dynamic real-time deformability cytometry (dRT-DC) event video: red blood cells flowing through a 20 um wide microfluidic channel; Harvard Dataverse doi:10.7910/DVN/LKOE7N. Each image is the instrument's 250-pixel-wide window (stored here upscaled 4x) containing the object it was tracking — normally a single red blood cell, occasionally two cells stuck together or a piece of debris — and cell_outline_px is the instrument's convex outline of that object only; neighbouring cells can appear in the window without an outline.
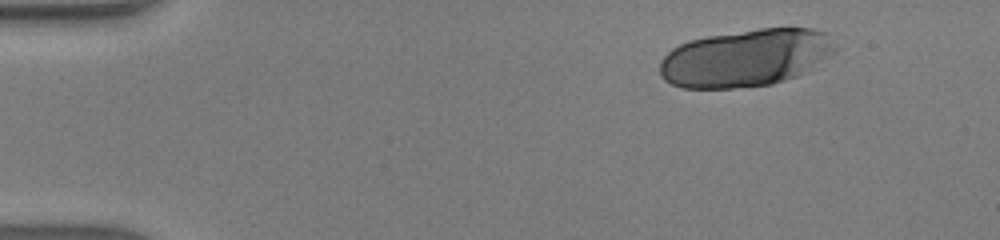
{"species": "human", "species_latin": "Homo sapiens", "temperature_condition": "warm", "stored_images_in_passage": 27, "camera_frame_rate_fps": 3000, "um_per_image_px": 0.085, "donor": {"sex": "male"}, "frame": {"image": 1, "passage_image": 1, "time_ms": 0.0, "image_size_px": [1000, 240], "cell_outline_px": [[840, 48], [836, 52], [808, 72], [772, 84], [732, 88], [684, 88], [672, 84], [664, 80], [660, 76], [660, 60], [672, 48], [688, 40], [708, 36], [760, 28], [812, 28], [828, 32]], "centroid_in_image_um": [63.45, 4.91], "position_along_channel_um": 21.5, "area_um2": 59.36}}
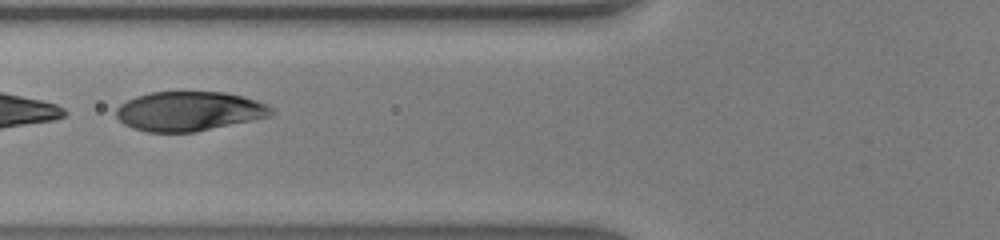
{"frame": {"image": 2, "passage_image": 15, "time_ms": 4.667, "image_size_px": [1000, 240], "cell_outline_px": [[276, 112], [272, 116], [196, 132], [148, 132], [132, 128], [124, 124], [116, 116], [116, 108], [120, 104], [136, 96], [152, 92], [224, 92], [244, 96], [268, 104]], "centroid_in_image_um": [16.11, 9.45], "position_along_channel_um": 109.7, "area_um2": 35.89}}
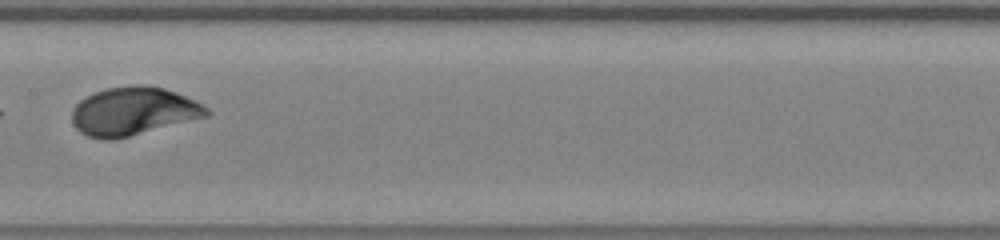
{"frame": {"image": 3, "passage_image": 21, "time_ms": 6.667, "image_size_px": [1000, 240], "cell_outline_px": [[212, 112], [208, 116], [116, 140], [104, 140], [88, 136], [80, 132], [76, 128], [72, 120], [72, 108], [80, 100], [96, 92], [108, 88], [128, 84], [148, 84], [164, 88], [176, 92], [196, 100], [204, 104]], "centroid_in_image_um": [11.36, 9.45], "position_along_channel_um": 196.0, "area_um2": 38.32}}